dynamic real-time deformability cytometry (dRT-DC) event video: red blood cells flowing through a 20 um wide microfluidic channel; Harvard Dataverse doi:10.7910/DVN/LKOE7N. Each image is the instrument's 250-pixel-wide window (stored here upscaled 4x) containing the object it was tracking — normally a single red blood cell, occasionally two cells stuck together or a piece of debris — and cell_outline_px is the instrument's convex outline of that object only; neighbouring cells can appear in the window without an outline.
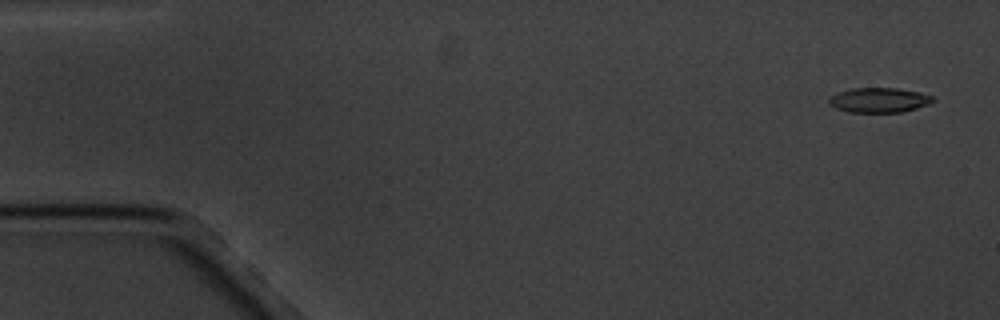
{"species": "common noctule bat (a hibernating species)", "species_latin": "Nyctalus noctula", "temperature_condition": "cold", "stored_images_in_passage": 5, "camera_frame_rate_fps": 3000, "um_per_image_px": 0.085, "animal": {"sex": "male", "body_mass_g": 20.1, "forearm_length_mm": 53.5}, "frame": {"image": 1, "passage_image": 1, "time_ms": 0.0, "image_size_px": [1000, 320], "cell_outline_px": [[936, 100], [916, 108], [900, 112], [848, 112], [836, 108], [828, 104], [828, 100], [832, 96], [840, 92], [852, 88], [896, 88], [920, 92], [932, 96]], "centroid_in_image_um": [74.71, 8.51], "position_along_channel_um": 10.3, "area_um2": 14.85}}
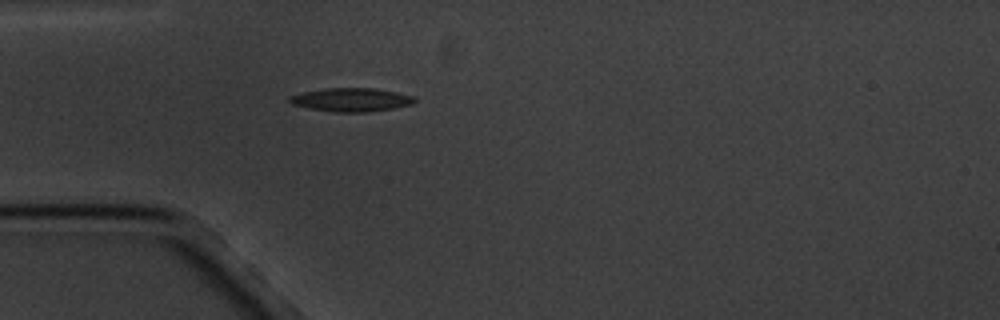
{"frame": {"image": 2, "passage_image": 5, "time_ms": 4.667, "image_size_px": [1000, 320], "cell_outline_px": [[416, 100], [412, 104], [396, 108], [368, 112], [332, 112], [308, 108], [292, 104], [288, 100], [288, 96], [304, 92], [324, 88], [372, 88], [396, 92], [412, 96]], "centroid_in_image_um": [29.83, 8.48], "position_along_channel_um": 55.2, "area_um2": 17.17}}